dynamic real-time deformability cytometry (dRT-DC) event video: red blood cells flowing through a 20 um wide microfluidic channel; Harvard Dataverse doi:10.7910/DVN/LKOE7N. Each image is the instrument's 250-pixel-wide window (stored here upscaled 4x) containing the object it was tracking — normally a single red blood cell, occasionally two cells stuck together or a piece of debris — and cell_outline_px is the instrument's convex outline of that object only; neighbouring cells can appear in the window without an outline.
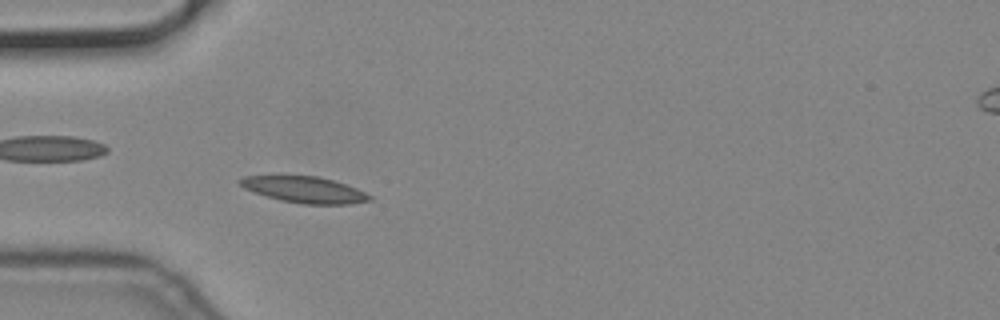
{"species": "common noctule bat (a hibernating species)", "species_latin": "Nyctalus noctula", "temperature_condition": "cold", "stored_images_in_passage": 55, "camera_frame_rate_fps": 3000, "um_per_image_px": 0.085, "animal": {"sex": "male", "body_mass_g": 19.2, "forearm_length_mm": 51.8}, "frame": {"image": 1, "passage_image": 16, "time_ms": 5.0, "image_size_px": [1000, 320], "cell_outline_px": [[372, 200], [352, 204], [304, 204], [280, 200], [244, 188], [236, 180], [244, 176], [280, 172], [316, 176], [332, 180], [356, 188], [372, 196]], "centroid_in_image_um": [25.79, 16.06], "position_along_channel_um": 59.2, "area_um2": 20.58}}
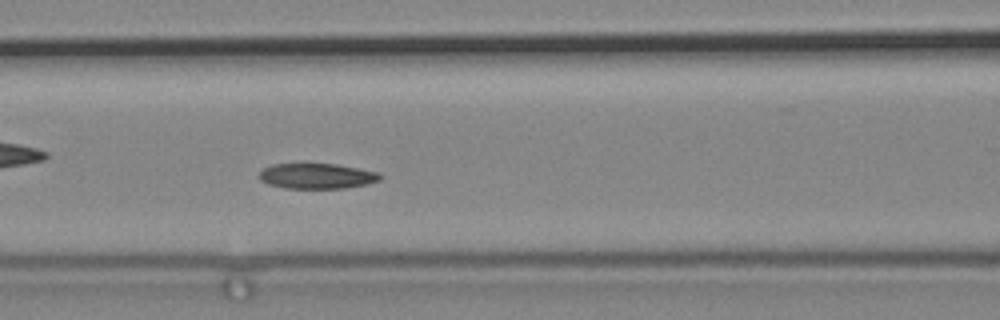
{"frame": {"image": 2, "passage_image": 23, "time_ms": 7.333, "image_size_px": [1000, 320], "cell_outline_px": [[380, 180], [368, 184], [344, 188], [284, 188], [268, 184], [260, 180], [260, 172], [264, 168], [272, 164], [336, 164], [380, 172]], "centroid_in_image_um": [26.95, 14.96], "position_along_channel_um": 139.7, "area_um2": 17.8}}
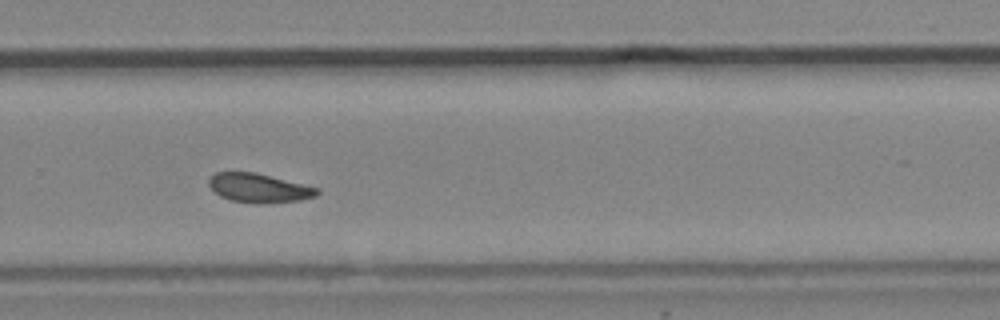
{"frame": {"image": 3, "passage_image": 37, "time_ms": 12.0, "image_size_px": [1000, 320], "cell_outline_px": [[320, 192], [316, 196], [300, 200], [260, 204], [228, 200], [220, 196], [208, 184], [208, 180], [216, 172], [256, 172], [320, 188]], "centroid_in_image_um": [22.03, 15.98], "position_along_channel_um": 307.8, "area_um2": 18.38}}